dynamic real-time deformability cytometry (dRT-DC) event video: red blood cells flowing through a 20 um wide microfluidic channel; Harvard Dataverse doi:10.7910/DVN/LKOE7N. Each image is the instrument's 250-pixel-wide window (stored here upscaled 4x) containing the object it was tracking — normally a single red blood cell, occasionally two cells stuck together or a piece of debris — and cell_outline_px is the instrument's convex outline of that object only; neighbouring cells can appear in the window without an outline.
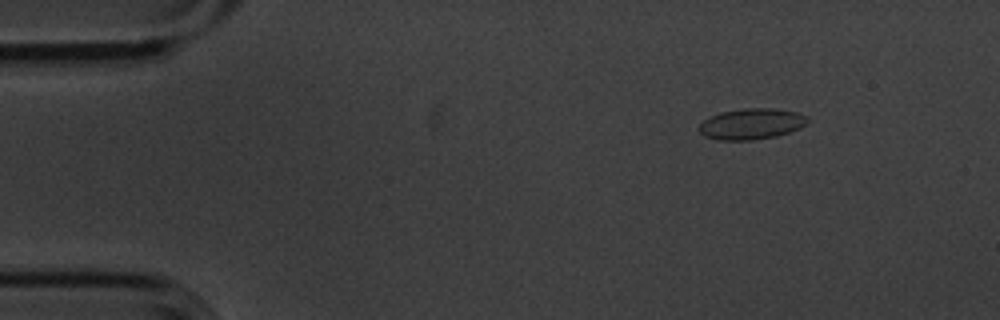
{"species": "common noctule bat (a hibernating species)", "species_latin": "Nyctalus noctula", "temperature_condition": "cold", "stored_images_in_passage": 7, "camera_frame_rate_fps": 3000, "um_per_image_px": 0.085, "animal": {"sex": "male", "body_mass_g": 20.1, "forearm_length_mm": 53.5}, "frame": {"image": 1, "passage_image": 2, "time_ms": 0.333, "image_size_px": [1000, 320], "cell_outline_px": [[808, 120], [800, 128], [776, 136], [752, 140], [716, 140], [704, 136], [696, 128], [704, 120], [720, 112], [748, 108], [772, 108], [796, 112], [808, 116]], "centroid_in_image_um": [63.84, 10.54], "position_along_channel_um": 21.2, "area_um2": 19.48}}
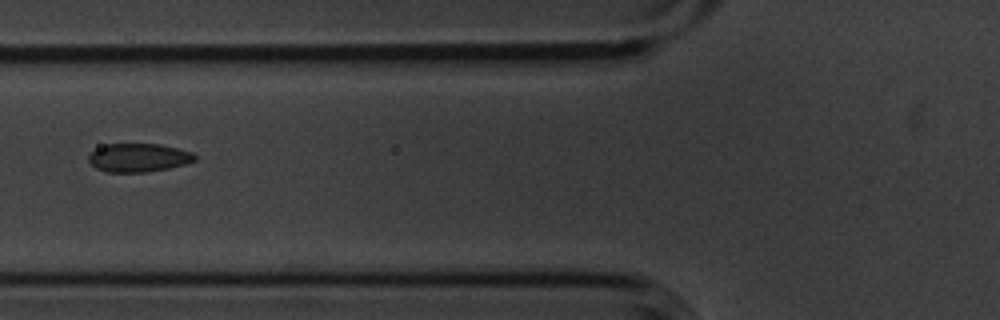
{"frame": {"image": 2, "passage_image": 6, "time_ms": 1.667, "image_size_px": [1000, 320], "cell_outline_px": [[196, 160], [184, 164], [168, 168], [144, 172], [108, 172], [96, 168], [88, 160], [88, 156], [96, 148], [108, 144], [160, 144], [192, 152], [196, 156]], "centroid_in_image_um": [11.77, 13.4], "position_along_channel_um": 114.0, "area_um2": 17.46}}
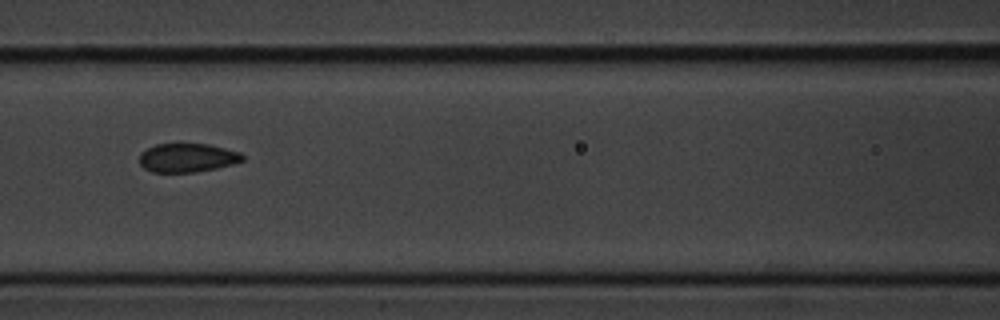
{"frame": {"image": 3, "passage_image": 7, "time_ms": 2.0, "image_size_px": [1000, 320], "cell_outline_px": [[244, 160], [232, 164], [216, 168], [196, 172], [152, 172], [144, 168], [140, 164], [140, 152], [156, 144], [208, 144], [240, 152], [244, 156]], "centroid_in_image_um": [15.92, 13.41], "position_along_channel_um": 150.7, "area_um2": 17.22}}